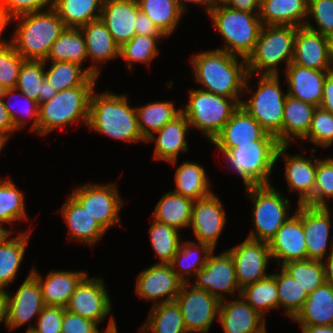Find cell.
<instances>
[{
    "mask_svg": "<svg viewBox=\"0 0 333 333\" xmlns=\"http://www.w3.org/2000/svg\"><path fill=\"white\" fill-rule=\"evenodd\" d=\"M23 194L11 179L0 177V224L29 220Z\"/></svg>",
    "mask_w": 333,
    "mask_h": 333,
    "instance_id": "46",
    "label": "cell"
},
{
    "mask_svg": "<svg viewBox=\"0 0 333 333\" xmlns=\"http://www.w3.org/2000/svg\"><path fill=\"white\" fill-rule=\"evenodd\" d=\"M292 320L300 325H333V286L325 282L308 294L302 309Z\"/></svg>",
    "mask_w": 333,
    "mask_h": 333,
    "instance_id": "33",
    "label": "cell"
},
{
    "mask_svg": "<svg viewBox=\"0 0 333 333\" xmlns=\"http://www.w3.org/2000/svg\"><path fill=\"white\" fill-rule=\"evenodd\" d=\"M194 201L173 191H168L156 204L153 218L178 230L189 228Z\"/></svg>",
    "mask_w": 333,
    "mask_h": 333,
    "instance_id": "34",
    "label": "cell"
},
{
    "mask_svg": "<svg viewBox=\"0 0 333 333\" xmlns=\"http://www.w3.org/2000/svg\"><path fill=\"white\" fill-rule=\"evenodd\" d=\"M85 37L88 59L92 64L87 72L96 78L100 74L99 63H106L120 56V46L111 36L104 22L99 18L80 27ZM95 62V63H94Z\"/></svg>",
    "mask_w": 333,
    "mask_h": 333,
    "instance_id": "27",
    "label": "cell"
},
{
    "mask_svg": "<svg viewBox=\"0 0 333 333\" xmlns=\"http://www.w3.org/2000/svg\"><path fill=\"white\" fill-rule=\"evenodd\" d=\"M212 251L206 243L183 240L170 265L184 283H190V276L195 277L202 270Z\"/></svg>",
    "mask_w": 333,
    "mask_h": 333,
    "instance_id": "35",
    "label": "cell"
},
{
    "mask_svg": "<svg viewBox=\"0 0 333 333\" xmlns=\"http://www.w3.org/2000/svg\"><path fill=\"white\" fill-rule=\"evenodd\" d=\"M165 36H144L135 35L129 42L120 47V56L127 62V66L132 71V63L150 64L159 54L157 43Z\"/></svg>",
    "mask_w": 333,
    "mask_h": 333,
    "instance_id": "49",
    "label": "cell"
},
{
    "mask_svg": "<svg viewBox=\"0 0 333 333\" xmlns=\"http://www.w3.org/2000/svg\"><path fill=\"white\" fill-rule=\"evenodd\" d=\"M331 71L309 69L290 63L285 68L287 95L319 107L322 102L324 81Z\"/></svg>",
    "mask_w": 333,
    "mask_h": 333,
    "instance_id": "26",
    "label": "cell"
},
{
    "mask_svg": "<svg viewBox=\"0 0 333 333\" xmlns=\"http://www.w3.org/2000/svg\"><path fill=\"white\" fill-rule=\"evenodd\" d=\"M292 63L309 69L333 71L326 36L305 26L297 27Z\"/></svg>",
    "mask_w": 333,
    "mask_h": 333,
    "instance_id": "28",
    "label": "cell"
},
{
    "mask_svg": "<svg viewBox=\"0 0 333 333\" xmlns=\"http://www.w3.org/2000/svg\"><path fill=\"white\" fill-rule=\"evenodd\" d=\"M297 27L263 25L253 53L247 58L249 78L256 75H279L278 65L292 62Z\"/></svg>",
    "mask_w": 333,
    "mask_h": 333,
    "instance_id": "6",
    "label": "cell"
},
{
    "mask_svg": "<svg viewBox=\"0 0 333 333\" xmlns=\"http://www.w3.org/2000/svg\"><path fill=\"white\" fill-rule=\"evenodd\" d=\"M151 221L153 223L149 228V238L151 247L160 260L158 263L170 264L183 239L180 238L178 229L154 219Z\"/></svg>",
    "mask_w": 333,
    "mask_h": 333,
    "instance_id": "45",
    "label": "cell"
},
{
    "mask_svg": "<svg viewBox=\"0 0 333 333\" xmlns=\"http://www.w3.org/2000/svg\"><path fill=\"white\" fill-rule=\"evenodd\" d=\"M99 324L63 308L61 333H97Z\"/></svg>",
    "mask_w": 333,
    "mask_h": 333,
    "instance_id": "58",
    "label": "cell"
},
{
    "mask_svg": "<svg viewBox=\"0 0 333 333\" xmlns=\"http://www.w3.org/2000/svg\"><path fill=\"white\" fill-rule=\"evenodd\" d=\"M290 146L280 145L276 152V162L279 158L285 161V179L290 192L299 195L298 205L306 204L312 206V194L316 182L317 158L310 154V158L300 155H288Z\"/></svg>",
    "mask_w": 333,
    "mask_h": 333,
    "instance_id": "18",
    "label": "cell"
},
{
    "mask_svg": "<svg viewBox=\"0 0 333 333\" xmlns=\"http://www.w3.org/2000/svg\"><path fill=\"white\" fill-rule=\"evenodd\" d=\"M227 251L233 258L240 290L270 275L266 272L272 260L268 242L245 238Z\"/></svg>",
    "mask_w": 333,
    "mask_h": 333,
    "instance_id": "14",
    "label": "cell"
},
{
    "mask_svg": "<svg viewBox=\"0 0 333 333\" xmlns=\"http://www.w3.org/2000/svg\"><path fill=\"white\" fill-rule=\"evenodd\" d=\"M13 234L12 229L5 228L0 224V245H2Z\"/></svg>",
    "mask_w": 333,
    "mask_h": 333,
    "instance_id": "70",
    "label": "cell"
},
{
    "mask_svg": "<svg viewBox=\"0 0 333 333\" xmlns=\"http://www.w3.org/2000/svg\"><path fill=\"white\" fill-rule=\"evenodd\" d=\"M135 109L138 127L145 140L181 113V107L176 109L172 101H154Z\"/></svg>",
    "mask_w": 333,
    "mask_h": 333,
    "instance_id": "41",
    "label": "cell"
},
{
    "mask_svg": "<svg viewBox=\"0 0 333 333\" xmlns=\"http://www.w3.org/2000/svg\"><path fill=\"white\" fill-rule=\"evenodd\" d=\"M228 0H205L206 14L213 8L227 5Z\"/></svg>",
    "mask_w": 333,
    "mask_h": 333,
    "instance_id": "68",
    "label": "cell"
},
{
    "mask_svg": "<svg viewBox=\"0 0 333 333\" xmlns=\"http://www.w3.org/2000/svg\"><path fill=\"white\" fill-rule=\"evenodd\" d=\"M326 39H327L328 57L330 64L333 68V33L326 36Z\"/></svg>",
    "mask_w": 333,
    "mask_h": 333,
    "instance_id": "71",
    "label": "cell"
},
{
    "mask_svg": "<svg viewBox=\"0 0 333 333\" xmlns=\"http://www.w3.org/2000/svg\"><path fill=\"white\" fill-rule=\"evenodd\" d=\"M45 62L25 60L21 65L15 89L39 104L42 82L45 80Z\"/></svg>",
    "mask_w": 333,
    "mask_h": 333,
    "instance_id": "50",
    "label": "cell"
},
{
    "mask_svg": "<svg viewBox=\"0 0 333 333\" xmlns=\"http://www.w3.org/2000/svg\"><path fill=\"white\" fill-rule=\"evenodd\" d=\"M110 299L103 279L90 278L86 275L77 285L66 309L101 324L111 312L112 301Z\"/></svg>",
    "mask_w": 333,
    "mask_h": 333,
    "instance_id": "15",
    "label": "cell"
},
{
    "mask_svg": "<svg viewBox=\"0 0 333 333\" xmlns=\"http://www.w3.org/2000/svg\"><path fill=\"white\" fill-rule=\"evenodd\" d=\"M31 229L9 237L0 245V288L5 289L17 277L23 261Z\"/></svg>",
    "mask_w": 333,
    "mask_h": 333,
    "instance_id": "38",
    "label": "cell"
},
{
    "mask_svg": "<svg viewBox=\"0 0 333 333\" xmlns=\"http://www.w3.org/2000/svg\"><path fill=\"white\" fill-rule=\"evenodd\" d=\"M53 7V0H0V8L12 18Z\"/></svg>",
    "mask_w": 333,
    "mask_h": 333,
    "instance_id": "57",
    "label": "cell"
},
{
    "mask_svg": "<svg viewBox=\"0 0 333 333\" xmlns=\"http://www.w3.org/2000/svg\"><path fill=\"white\" fill-rule=\"evenodd\" d=\"M302 333H333V325L327 326H309L299 325Z\"/></svg>",
    "mask_w": 333,
    "mask_h": 333,
    "instance_id": "67",
    "label": "cell"
},
{
    "mask_svg": "<svg viewBox=\"0 0 333 333\" xmlns=\"http://www.w3.org/2000/svg\"><path fill=\"white\" fill-rule=\"evenodd\" d=\"M117 184L85 183L71 193L83 208L107 231L120 225L123 198Z\"/></svg>",
    "mask_w": 333,
    "mask_h": 333,
    "instance_id": "11",
    "label": "cell"
},
{
    "mask_svg": "<svg viewBox=\"0 0 333 333\" xmlns=\"http://www.w3.org/2000/svg\"><path fill=\"white\" fill-rule=\"evenodd\" d=\"M281 267L297 281L307 294H310L326 282L323 261H291Z\"/></svg>",
    "mask_w": 333,
    "mask_h": 333,
    "instance_id": "48",
    "label": "cell"
},
{
    "mask_svg": "<svg viewBox=\"0 0 333 333\" xmlns=\"http://www.w3.org/2000/svg\"><path fill=\"white\" fill-rule=\"evenodd\" d=\"M88 58L86 42L80 28L66 27L54 41L45 63L66 61L83 66Z\"/></svg>",
    "mask_w": 333,
    "mask_h": 333,
    "instance_id": "37",
    "label": "cell"
},
{
    "mask_svg": "<svg viewBox=\"0 0 333 333\" xmlns=\"http://www.w3.org/2000/svg\"><path fill=\"white\" fill-rule=\"evenodd\" d=\"M272 260L279 266L291 261L307 260L305 233L301 220V205L295 209L276 235L268 242ZM282 260V262H281Z\"/></svg>",
    "mask_w": 333,
    "mask_h": 333,
    "instance_id": "20",
    "label": "cell"
},
{
    "mask_svg": "<svg viewBox=\"0 0 333 333\" xmlns=\"http://www.w3.org/2000/svg\"><path fill=\"white\" fill-rule=\"evenodd\" d=\"M253 141H277L266 132L241 105L232 113L220 134L212 144L220 151H227L238 144H253Z\"/></svg>",
    "mask_w": 333,
    "mask_h": 333,
    "instance_id": "21",
    "label": "cell"
},
{
    "mask_svg": "<svg viewBox=\"0 0 333 333\" xmlns=\"http://www.w3.org/2000/svg\"><path fill=\"white\" fill-rule=\"evenodd\" d=\"M313 17V18H310ZM305 27L324 36L333 33V0H308ZM314 19V27L309 19Z\"/></svg>",
    "mask_w": 333,
    "mask_h": 333,
    "instance_id": "53",
    "label": "cell"
},
{
    "mask_svg": "<svg viewBox=\"0 0 333 333\" xmlns=\"http://www.w3.org/2000/svg\"><path fill=\"white\" fill-rule=\"evenodd\" d=\"M125 94L109 91L91 93L87 127L94 132L102 133L116 141L145 143L137 121L135 107L129 105Z\"/></svg>",
    "mask_w": 333,
    "mask_h": 333,
    "instance_id": "2",
    "label": "cell"
},
{
    "mask_svg": "<svg viewBox=\"0 0 333 333\" xmlns=\"http://www.w3.org/2000/svg\"><path fill=\"white\" fill-rule=\"evenodd\" d=\"M97 80L92 76L83 86L62 90L39 104V134L44 136L56 129L63 130L72 123L87 125L91 93Z\"/></svg>",
    "mask_w": 333,
    "mask_h": 333,
    "instance_id": "4",
    "label": "cell"
},
{
    "mask_svg": "<svg viewBox=\"0 0 333 333\" xmlns=\"http://www.w3.org/2000/svg\"><path fill=\"white\" fill-rule=\"evenodd\" d=\"M18 26L12 45L25 60L45 61L54 41L66 28L52 7L13 18Z\"/></svg>",
    "mask_w": 333,
    "mask_h": 333,
    "instance_id": "3",
    "label": "cell"
},
{
    "mask_svg": "<svg viewBox=\"0 0 333 333\" xmlns=\"http://www.w3.org/2000/svg\"><path fill=\"white\" fill-rule=\"evenodd\" d=\"M26 333H34L32 330H27Z\"/></svg>",
    "mask_w": 333,
    "mask_h": 333,
    "instance_id": "75",
    "label": "cell"
},
{
    "mask_svg": "<svg viewBox=\"0 0 333 333\" xmlns=\"http://www.w3.org/2000/svg\"><path fill=\"white\" fill-rule=\"evenodd\" d=\"M304 140L311 141L316 147H330L333 144V114L320 106L316 107Z\"/></svg>",
    "mask_w": 333,
    "mask_h": 333,
    "instance_id": "51",
    "label": "cell"
},
{
    "mask_svg": "<svg viewBox=\"0 0 333 333\" xmlns=\"http://www.w3.org/2000/svg\"><path fill=\"white\" fill-rule=\"evenodd\" d=\"M175 189L173 192L188 197L193 201L212 193V185L207 178L204 166L193 161H185L175 171Z\"/></svg>",
    "mask_w": 333,
    "mask_h": 333,
    "instance_id": "36",
    "label": "cell"
},
{
    "mask_svg": "<svg viewBox=\"0 0 333 333\" xmlns=\"http://www.w3.org/2000/svg\"><path fill=\"white\" fill-rule=\"evenodd\" d=\"M7 140H9V136L6 133L0 132V153L5 147L4 145L7 144Z\"/></svg>",
    "mask_w": 333,
    "mask_h": 333,
    "instance_id": "74",
    "label": "cell"
},
{
    "mask_svg": "<svg viewBox=\"0 0 333 333\" xmlns=\"http://www.w3.org/2000/svg\"><path fill=\"white\" fill-rule=\"evenodd\" d=\"M208 16L225 45L217 49L247 60L253 53L262 23L259 13H248L232 9L228 5L213 8Z\"/></svg>",
    "mask_w": 333,
    "mask_h": 333,
    "instance_id": "5",
    "label": "cell"
},
{
    "mask_svg": "<svg viewBox=\"0 0 333 333\" xmlns=\"http://www.w3.org/2000/svg\"><path fill=\"white\" fill-rule=\"evenodd\" d=\"M245 189L253 204L254 225V229L246 238L269 242L291 216L289 215L291 202L271 184L246 186Z\"/></svg>",
    "mask_w": 333,
    "mask_h": 333,
    "instance_id": "9",
    "label": "cell"
},
{
    "mask_svg": "<svg viewBox=\"0 0 333 333\" xmlns=\"http://www.w3.org/2000/svg\"><path fill=\"white\" fill-rule=\"evenodd\" d=\"M139 10L138 0L103 1L100 19L120 47L136 35L134 26Z\"/></svg>",
    "mask_w": 333,
    "mask_h": 333,
    "instance_id": "23",
    "label": "cell"
},
{
    "mask_svg": "<svg viewBox=\"0 0 333 333\" xmlns=\"http://www.w3.org/2000/svg\"><path fill=\"white\" fill-rule=\"evenodd\" d=\"M315 106L287 95L282 131L276 136L279 145L291 146L294 139L307 136Z\"/></svg>",
    "mask_w": 333,
    "mask_h": 333,
    "instance_id": "31",
    "label": "cell"
},
{
    "mask_svg": "<svg viewBox=\"0 0 333 333\" xmlns=\"http://www.w3.org/2000/svg\"><path fill=\"white\" fill-rule=\"evenodd\" d=\"M226 219L220 198L212 192L194 201L189 228L193 231L197 242L206 243L215 250Z\"/></svg>",
    "mask_w": 333,
    "mask_h": 333,
    "instance_id": "17",
    "label": "cell"
},
{
    "mask_svg": "<svg viewBox=\"0 0 333 333\" xmlns=\"http://www.w3.org/2000/svg\"><path fill=\"white\" fill-rule=\"evenodd\" d=\"M278 141H253V144L221 151L229 167L243 180L244 186L269 185L276 164Z\"/></svg>",
    "mask_w": 333,
    "mask_h": 333,
    "instance_id": "10",
    "label": "cell"
},
{
    "mask_svg": "<svg viewBox=\"0 0 333 333\" xmlns=\"http://www.w3.org/2000/svg\"><path fill=\"white\" fill-rule=\"evenodd\" d=\"M329 198L333 199V157L317 158L312 206L325 207Z\"/></svg>",
    "mask_w": 333,
    "mask_h": 333,
    "instance_id": "52",
    "label": "cell"
},
{
    "mask_svg": "<svg viewBox=\"0 0 333 333\" xmlns=\"http://www.w3.org/2000/svg\"><path fill=\"white\" fill-rule=\"evenodd\" d=\"M16 92L19 93L18 96L22 97L24 99L23 101H25L26 103L23 106H20L21 108L19 107L20 108L19 110H17V108H15L14 105L12 106L10 105V103L4 101L3 98L4 105L14 124V128L16 130H22L25 127L26 119L23 120L21 118L23 115L24 118L26 117L27 119L33 120L32 124L30 125L31 126L30 129L32 132L38 133L39 135V115H38L39 104L35 100L30 99L28 96L22 94V92L18 90H16ZM18 113L19 115L21 113L20 115L21 117L18 115Z\"/></svg>",
    "mask_w": 333,
    "mask_h": 333,
    "instance_id": "55",
    "label": "cell"
},
{
    "mask_svg": "<svg viewBox=\"0 0 333 333\" xmlns=\"http://www.w3.org/2000/svg\"><path fill=\"white\" fill-rule=\"evenodd\" d=\"M261 0H228L227 5L236 10L248 13H259Z\"/></svg>",
    "mask_w": 333,
    "mask_h": 333,
    "instance_id": "61",
    "label": "cell"
},
{
    "mask_svg": "<svg viewBox=\"0 0 333 333\" xmlns=\"http://www.w3.org/2000/svg\"><path fill=\"white\" fill-rule=\"evenodd\" d=\"M329 204L325 207H313L301 204V220L305 233L307 260L324 261L327 257L331 229V214Z\"/></svg>",
    "mask_w": 333,
    "mask_h": 333,
    "instance_id": "19",
    "label": "cell"
},
{
    "mask_svg": "<svg viewBox=\"0 0 333 333\" xmlns=\"http://www.w3.org/2000/svg\"><path fill=\"white\" fill-rule=\"evenodd\" d=\"M7 306H8V292L6 289L0 288V324L4 322L7 324Z\"/></svg>",
    "mask_w": 333,
    "mask_h": 333,
    "instance_id": "65",
    "label": "cell"
},
{
    "mask_svg": "<svg viewBox=\"0 0 333 333\" xmlns=\"http://www.w3.org/2000/svg\"><path fill=\"white\" fill-rule=\"evenodd\" d=\"M189 100L181 113L190 126L201 131L210 143L220 134L239 104L227 98L203 89L189 91Z\"/></svg>",
    "mask_w": 333,
    "mask_h": 333,
    "instance_id": "8",
    "label": "cell"
},
{
    "mask_svg": "<svg viewBox=\"0 0 333 333\" xmlns=\"http://www.w3.org/2000/svg\"><path fill=\"white\" fill-rule=\"evenodd\" d=\"M63 308L45 306L37 317L36 326L29 325L27 330L34 333H61Z\"/></svg>",
    "mask_w": 333,
    "mask_h": 333,
    "instance_id": "56",
    "label": "cell"
},
{
    "mask_svg": "<svg viewBox=\"0 0 333 333\" xmlns=\"http://www.w3.org/2000/svg\"><path fill=\"white\" fill-rule=\"evenodd\" d=\"M240 296L261 316L279 308L278 288L275 273L241 289Z\"/></svg>",
    "mask_w": 333,
    "mask_h": 333,
    "instance_id": "43",
    "label": "cell"
},
{
    "mask_svg": "<svg viewBox=\"0 0 333 333\" xmlns=\"http://www.w3.org/2000/svg\"><path fill=\"white\" fill-rule=\"evenodd\" d=\"M104 0H53V8L65 27L80 28L99 19Z\"/></svg>",
    "mask_w": 333,
    "mask_h": 333,
    "instance_id": "40",
    "label": "cell"
},
{
    "mask_svg": "<svg viewBox=\"0 0 333 333\" xmlns=\"http://www.w3.org/2000/svg\"><path fill=\"white\" fill-rule=\"evenodd\" d=\"M218 320L224 333H263L265 317L255 311L241 296L220 302Z\"/></svg>",
    "mask_w": 333,
    "mask_h": 333,
    "instance_id": "25",
    "label": "cell"
},
{
    "mask_svg": "<svg viewBox=\"0 0 333 333\" xmlns=\"http://www.w3.org/2000/svg\"><path fill=\"white\" fill-rule=\"evenodd\" d=\"M279 271L280 273H275L279 307H283L285 315L292 320L302 309L308 294L281 266Z\"/></svg>",
    "mask_w": 333,
    "mask_h": 333,
    "instance_id": "47",
    "label": "cell"
},
{
    "mask_svg": "<svg viewBox=\"0 0 333 333\" xmlns=\"http://www.w3.org/2000/svg\"><path fill=\"white\" fill-rule=\"evenodd\" d=\"M191 58L192 75L202 86L200 89L232 98L241 104L248 76L246 59L220 49L199 52Z\"/></svg>",
    "mask_w": 333,
    "mask_h": 333,
    "instance_id": "1",
    "label": "cell"
},
{
    "mask_svg": "<svg viewBox=\"0 0 333 333\" xmlns=\"http://www.w3.org/2000/svg\"><path fill=\"white\" fill-rule=\"evenodd\" d=\"M148 314L141 333H188L176 301L154 305Z\"/></svg>",
    "mask_w": 333,
    "mask_h": 333,
    "instance_id": "39",
    "label": "cell"
},
{
    "mask_svg": "<svg viewBox=\"0 0 333 333\" xmlns=\"http://www.w3.org/2000/svg\"><path fill=\"white\" fill-rule=\"evenodd\" d=\"M178 7L185 13L187 11V4L193 3V4H199L202 6H205V0H175Z\"/></svg>",
    "mask_w": 333,
    "mask_h": 333,
    "instance_id": "69",
    "label": "cell"
},
{
    "mask_svg": "<svg viewBox=\"0 0 333 333\" xmlns=\"http://www.w3.org/2000/svg\"><path fill=\"white\" fill-rule=\"evenodd\" d=\"M308 0H261L259 18L262 25L302 27L307 17Z\"/></svg>",
    "mask_w": 333,
    "mask_h": 333,
    "instance_id": "32",
    "label": "cell"
},
{
    "mask_svg": "<svg viewBox=\"0 0 333 333\" xmlns=\"http://www.w3.org/2000/svg\"><path fill=\"white\" fill-rule=\"evenodd\" d=\"M191 284L183 283L175 301L181 309L188 333H208L214 319L219 317L221 301Z\"/></svg>",
    "mask_w": 333,
    "mask_h": 333,
    "instance_id": "12",
    "label": "cell"
},
{
    "mask_svg": "<svg viewBox=\"0 0 333 333\" xmlns=\"http://www.w3.org/2000/svg\"><path fill=\"white\" fill-rule=\"evenodd\" d=\"M60 209L71 240L93 247L107 232L71 194Z\"/></svg>",
    "mask_w": 333,
    "mask_h": 333,
    "instance_id": "30",
    "label": "cell"
},
{
    "mask_svg": "<svg viewBox=\"0 0 333 333\" xmlns=\"http://www.w3.org/2000/svg\"><path fill=\"white\" fill-rule=\"evenodd\" d=\"M11 95H17L16 89H7L0 83V98H9Z\"/></svg>",
    "mask_w": 333,
    "mask_h": 333,
    "instance_id": "73",
    "label": "cell"
},
{
    "mask_svg": "<svg viewBox=\"0 0 333 333\" xmlns=\"http://www.w3.org/2000/svg\"><path fill=\"white\" fill-rule=\"evenodd\" d=\"M214 252L215 250L209 254L205 266L193 278L195 282L192 285L208 291L220 301L225 300L228 293L231 296L238 293L240 296L241 290L237 283L231 254L227 250L219 255L213 254Z\"/></svg>",
    "mask_w": 333,
    "mask_h": 333,
    "instance_id": "13",
    "label": "cell"
},
{
    "mask_svg": "<svg viewBox=\"0 0 333 333\" xmlns=\"http://www.w3.org/2000/svg\"><path fill=\"white\" fill-rule=\"evenodd\" d=\"M57 93L54 87L45 79L42 82V93L39 94V104L49 101Z\"/></svg>",
    "mask_w": 333,
    "mask_h": 333,
    "instance_id": "64",
    "label": "cell"
},
{
    "mask_svg": "<svg viewBox=\"0 0 333 333\" xmlns=\"http://www.w3.org/2000/svg\"><path fill=\"white\" fill-rule=\"evenodd\" d=\"M109 321L110 322L108 323L106 329L105 330L103 329L102 332L99 330L97 333H118L115 319L111 317Z\"/></svg>",
    "mask_w": 333,
    "mask_h": 333,
    "instance_id": "72",
    "label": "cell"
},
{
    "mask_svg": "<svg viewBox=\"0 0 333 333\" xmlns=\"http://www.w3.org/2000/svg\"><path fill=\"white\" fill-rule=\"evenodd\" d=\"M320 107L333 114V71L327 74L324 81L323 97Z\"/></svg>",
    "mask_w": 333,
    "mask_h": 333,
    "instance_id": "60",
    "label": "cell"
},
{
    "mask_svg": "<svg viewBox=\"0 0 333 333\" xmlns=\"http://www.w3.org/2000/svg\"><path fill=\"white\" fill-rule=\"evenodd\" d=\"M45 307L40 284L32 275V269L15 295L8 292L7 328L16 330L39 316Z\"/></svg>",
    "mask_w": 333,
    "mask_h": 333,
    "instance_id": "22",
    "label": "cell"
},
{
    "mask_svg": "<svg viewBox=\"0 0 333 333\" xmlns=\"http://www.w3.org/2000/svg\"><path fill=\"white\" fill-rule=\"evenodd\" d=\"M32 275L40 284L45 306L66 308L77 285L87 275L86 271H50L45 278L32 267Z\"/></svg>",
    "mask_w": 333,
    "mask_h": 333,
    "instance_id": "29",
    "label": "cell"
},
{
    "mask_svg": "<svg viewBox=\"0 0 333 333\" xmlns=\"http://www.w3.org/2000/svg\"><path fill=\"white\" fill-rule=\"evenodd\" d=\"M191 129L187 118L180 113L172 121L164 125L159 131L153 133L147 142L155 141L154 158L157 161H166L175 166L180 152H187L186 137ZM158 134V135H157Z\"/></svg>",
    "mask_w": 333,
    "mask_h": 333,
    "instance_id": "24",
    "label": "cell"
},
{
    "mask_svg": "<svg viewBox=\"0 0 333 333\" xmlns=\"http://www.w3.org/2000/svg\"><path fill=\"white\" fill-rule=\"evenodd\" d=\"M136 280V295L153 302L152 306L175 301L184 283L170 264L161 263H155L142 270Z\"/></svg>",
    "mask_w": 333,
    "mask_h": 333,
    "instance_id": "16",
    "label": "cell"
},
{
    "mask_svg": "<svg viewBox=\"0 0 333 333\" xmlns=\"http://www.w3.org/2000/svg\"><path fill=\"white\" fill-rule=\"evenodd\" d=\"M257 89L249 87V74L245 81L244 93L249 92L241 106L258 121L261 127L275 137L282 131L284 104L287 93L281 89L279 75H258ZM253 91V92H252Z\"/></svg>",
    "mask_w": 333,
    "mask_h": 333,
    "instance_id": "7",
    "label": "cell"
},
{
    "mask_svg": "<svg viewBox=\"0 0 333 333\" xmlns=\"http://www.w3.org/2000/svg\"><path fill=\"white\" fill-rule=\"evenodd\" d=\"M11 21H13V18L2 8H0V49H3L12 44V41L10 40L7 41L6 39H1L2 33H4V30L8 25H10Z\"/></svg>",
    "mask_w": 333,
    "mask_h": 333,
    "instance_id": "63",
    "label": "cell"
},
{
    "mask_svg": "<svg viewBox=\"0 0 333 333\" xmlns=\"http://www.w3.org/2000/svg\"><path fill=\"white\" fill-rule=\"evenodd\" d=\"M25 59L16 52L14 46L0 49V83L7 89L16 87L19 71Z\"/></svg>",
    "mask_w": 333,
    "mask_h": 333,
    "instance_id": "54",
    "label": "cell"
},
{
    "mask_svg": "<svg viewBox=\"0 0 333 333\" xmlns=\"http://www.w3.org/2000/svg\"><path fill=\"white\" fill-rule=\"evenodd\" d=\"M50 64L47 70L45 65V79L57 92L83 86L92 77L87 69L75 63L51 61Z\"/></svg>",
    "mask_w": 333,
    "mask_h": 333,
    "instance_id": "44",
    "label": "cell"
},
{
    "mask_svg": "<svg viewBox=\"0 0 333 333\" xmlns=\"http://www.w3.org/2000/svg\"><path fill=\"white\" fill-rule=\"evenodd\" d=\"M140 10L167 38L174 32L185 14L175 0H138Z\"/></svg>",
    "mask_w": 333,
    "mask_h": 333,
    "instance_id": "42",
    "label": "cell"
},
{
    "mask_svg": "<svg viewBox=\"0 0 333 333\" xmlns=\"http://www.w3.org/2000/svg\"><path fill=\"white\" fill-rule=\"evenodd\" d=\"M326 260L323 261L325 269L326 283L333 286V250L328 254Z\"/></svg>",
    "mask_w": 333,
    "mask_h": 333,
    "instance_id": "66",
    "label": "cell"
},
{
    "mask_svg": "<svg viewBox=\"0 0 333 333\" xmlns=\"http://www.w3.org/2000/svg\"><path fill=\"white\" fill-rule=\"evenodd\" d=\"M17 131L4 105L3 98H0V132L6 133L9 137Z\"/></svg>",
    "mask_w": 333,
    "mask_h": 333,
    "instance_id": "62",
    "label": "cell"
},
{
    "mask_svg": "<svg viewBox=\"0 0 333 333\" xmlns=\"http://www.w3.org/2000/svg\"><path fill=\"white\" fill-rule=\"evenodd\" d=\"M135 34L144 36H164L154 23L141 11H138L136 18Z\"/></svg>",
    "mask_w": 333,
    "mask_h": 333,
    "instance_id": "59",
    "label": "cell"
}]
</instances>
